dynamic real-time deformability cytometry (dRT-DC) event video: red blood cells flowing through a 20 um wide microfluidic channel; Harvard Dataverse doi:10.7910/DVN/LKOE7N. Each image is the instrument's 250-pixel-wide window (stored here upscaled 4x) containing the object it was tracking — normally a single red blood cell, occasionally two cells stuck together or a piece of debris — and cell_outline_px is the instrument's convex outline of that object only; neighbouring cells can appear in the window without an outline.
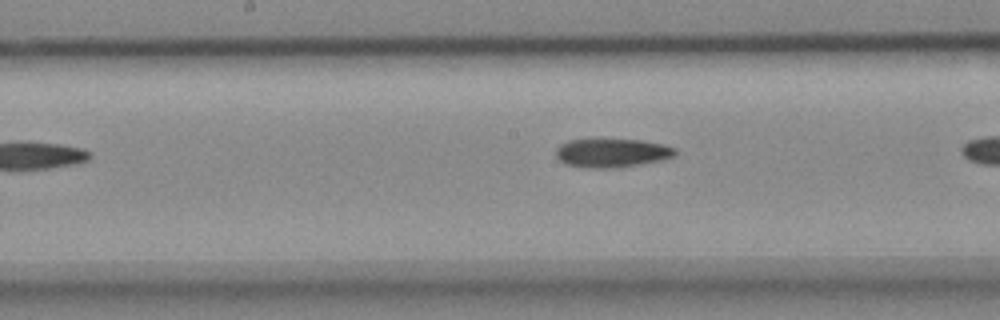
{"species": "common noctule bat (a hibernating species)", "species_latin": "Nyctalus noctula", "temperature_condition": "cold", "stored_images_in_passage": 7, "camera_frame_rate_fps": 3000, "um_per_image_px": 0.085, "animal": {"sex": "female", "body_mass_g": 18.4}, "frame": {"image": 1, "passage_image": 7, "time_ms": 2.0, "image_size_px": [1000, 320], "cell_outline_px": [[676, 156], [660, 160], [640, 164], [616, 168], [584, 168], [564, 164], [556, 156], [556, 148], [560, 144], [568, 140], [640, 140], [664, 144], [676, 148]], "centroid_in_image_um": [52.01, 13.01], "position_along_channel_um": 196.2, "area_um2": 20.0}}